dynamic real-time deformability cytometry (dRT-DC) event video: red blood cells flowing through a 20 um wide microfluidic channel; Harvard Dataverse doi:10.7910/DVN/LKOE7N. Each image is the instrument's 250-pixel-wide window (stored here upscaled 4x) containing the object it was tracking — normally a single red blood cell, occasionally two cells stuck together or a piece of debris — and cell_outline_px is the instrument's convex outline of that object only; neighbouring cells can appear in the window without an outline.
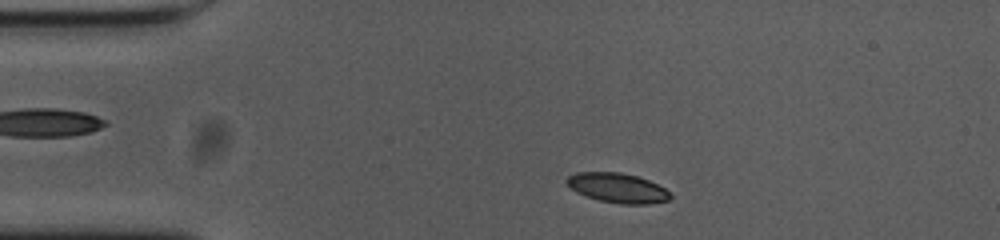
{"species": "common noctule bat (a hibernating species)", "species_latin": "Nyctalus noctula", "temperature_condition": "cold", "stored_images_in_passage": 49, "camera_frame_rate_fps": 3000, "um_per_image_px": 0.085, "animal": {"sex": "female", "body_mass_g": 23.0, "forearm_length_mm": 53.4}, "frame": {"image": 1, "passage_image": 4, "time_ms": 1.0, "image_size_px": [1000, 240], "cell_outline_px": [[672, 196], [668, 200], [648, 204], [620, 204], [600, 200], [576, 192], [564, 180], [568, 176], [576, 172], [620, 172], [636, 176], [648, 180], [672, 192]], "centroid_in_image_um": [52.5, 15.97], "position_along_channel_um": 32.5, "area_um2": 17.8}}
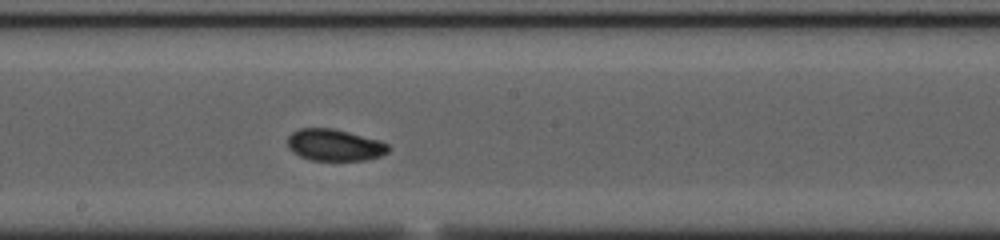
{"frame": {"image": 2, "passage_image": 23, "time_ms": 7.333, "image_size_px": [1000, 240], "cell_outline_px": [[392, 148], [388, 152], [380, 156], [364, 160], [312, 160], [300, 156], [292, 152], [288, 148], [288, 136], [292, 132], [300, 128], [332, 128], [380, 140], [388, 144]], "centroid_in_image_um": [28.45, 12.32], "position_along_channel_um": 219.8, "area_um2": 18.67}}
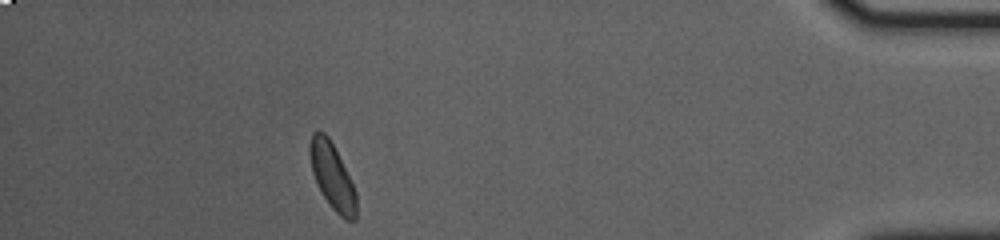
{"frame": {"image": 3, "passage_image": 43, "time_ms": 14.0, "image_size_px": [1000, 240], "cell_outline_px": [[356, 220], [344, 220], [332, 208], [324, 196], [312, 172], [308, 152], [308, 148], [312, 132], [316, 128], [324, 132], [328, 136], [356, 192]], "centroid_in_image_um": [28.21, 14.95], "position_along_channel_um": 407.0, "area_um2": 17.57}, "authors_computed_cell_mechanics": {"area_um2": 18.1492, "velocity_mm_per_s": 3.6428, "shape_relaxation_time_tau1_ms": 3.1811, "shape_relaxation_time_tau2_ms": 3.2309, "deformation_change_tau1": 0.0918, "deformation_change_tau2": 0.0661}}